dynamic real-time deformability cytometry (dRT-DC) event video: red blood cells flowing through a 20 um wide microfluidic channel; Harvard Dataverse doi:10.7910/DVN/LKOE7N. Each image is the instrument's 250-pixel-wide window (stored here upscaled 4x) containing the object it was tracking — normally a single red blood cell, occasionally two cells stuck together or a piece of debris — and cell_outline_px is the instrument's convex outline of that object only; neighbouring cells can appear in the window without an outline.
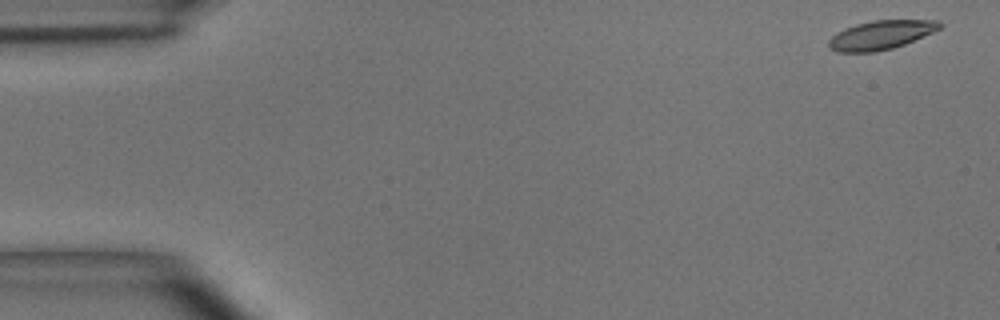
{"species": "common noctule bat (a hibernating species)", "species_latin": "Nyctalus noctula", "temperature_condition": "room temperature", "stored_images_in_passage": 48, "camera_frame_rate_fps": 3000, "um_per_image_px": 0.085, "animal": {"sex": "male", "body_mass_g": 15.6}, "frame": {"image": 1, "passage_image": 1, "time_ms": 0.0, "image_size_px": [1000, 320], "cell_outline_px": [[944, 24], [940, 28], [932, 32], [904, 44], [892, 48], [872, 52], [836, 52], [828, 48], [828, 40], [836, 32], [844, 28], [856, 24], [872, 20], [940, 20]], "centroid_in_image_um": [74.84, 2.96], "position_along_channel_um": 10.2, "area_um2": 18.73}}
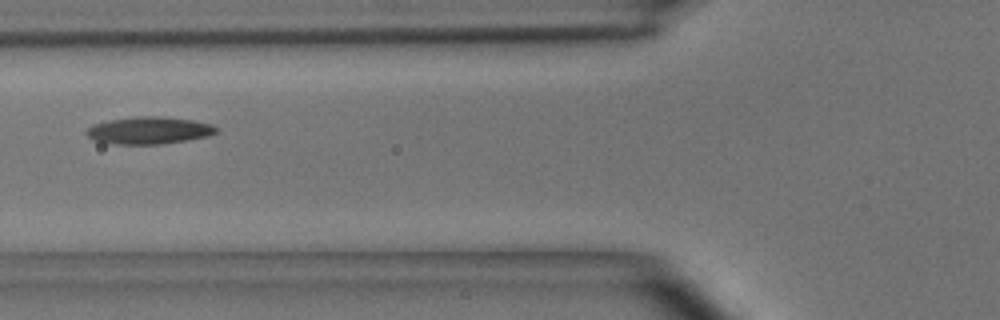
{"frame": {"image": 2, "passage_image": 18, "time_ms": 5.667, "image_size_px": [1000, 320], "cell_outline_px": [[220, 128], [216, 132], [208, 136], [188, 140], [160, 144], [116, 144], [96, 140], [88, 136], [84, 132], [92, 124], [108, 120], [136, 116], [164, 116], [192, 120], [212, 124]], "centroid_in_image_um": [12.68, 11.07], "position_along_channel_um": 113.1, "area_um2": 20.69}}
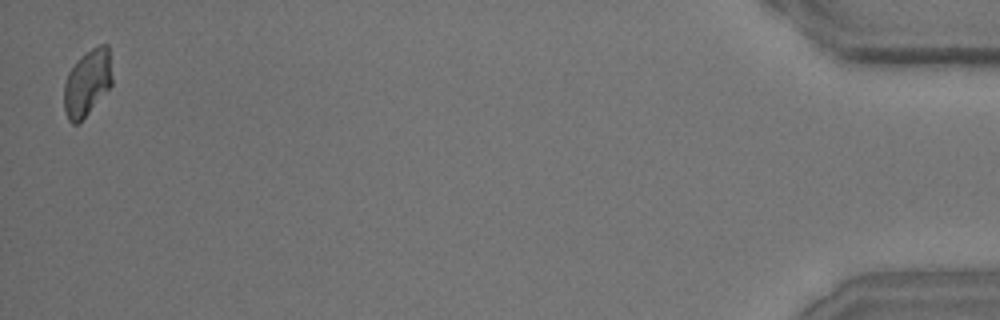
{"frame": {"image": 3, "passage_image": 48, "time_ms": 15.667, "image_size_px": [1000, 320], "cell_outline_px": [[112, 84], [80, 124], [72, 124], [68, 120], [64, 108], [64, 84], [68, 72], [80, 56], [92, 48], [100, 44], [108, 44], [112, 76]], "centroid_in_image_um": [7.41, 7.05], "position_along_channel_um": 427.8, "area_um2": 18.79}, "authors_computed_cell_mechanics": {"area_um2": 19.4208, "velocity_mm_per_s": 4.0329, "shape_relaxation_time_tau1_ms": 4.5679, "shape_relaxation_time_tau2_ms": 3.9255, "deformation_change_tau1": 0.1418, "deformation_change_tau2": 0.1059}}